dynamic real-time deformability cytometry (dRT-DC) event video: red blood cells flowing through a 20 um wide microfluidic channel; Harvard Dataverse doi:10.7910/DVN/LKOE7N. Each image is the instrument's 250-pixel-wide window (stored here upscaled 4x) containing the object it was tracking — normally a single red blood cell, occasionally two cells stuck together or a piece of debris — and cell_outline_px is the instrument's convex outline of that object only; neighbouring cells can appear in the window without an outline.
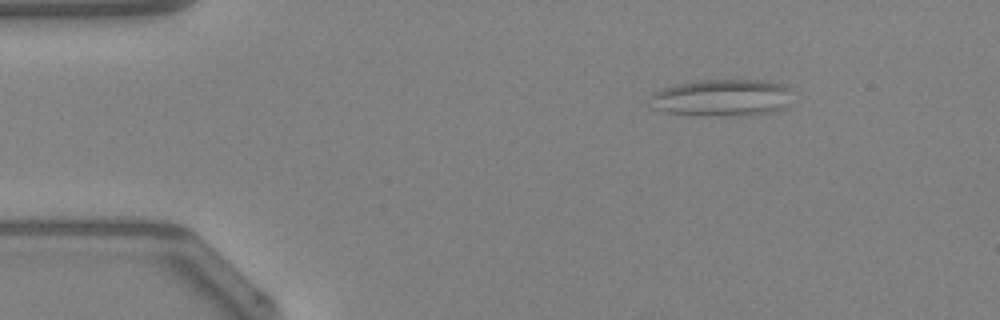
{"species": "Egyptian fruit bat (a non-hibernating species)", "species_latin": "Rousettus aegyptiacus", "temperature_condition": "warm", "stored_images_in_passage": 43, "segment_of_instrument_passage": [1, 2], "camera_frame_rate_fps": 3000, "um_per_image_px": 0.085, "animal": {"sex": "female"}, "frame": {"image": 1, "passage_image": 1, "time_ms": 0.0, "image_size_px": [1000, 320], "cell_outline_px": [[792, 88], [784, 108], [768, 112], [740, 116], [688, 116], [664, 112], [652, 108], [652, 96], [656, 92], [664, 88], [676, 84], [700, 80], [764, 80], [784, 84]], "centroid_in_image_um": [61.35, 8.32], "position_along_channel_um": 23.6, "area_um2": 30.92}}
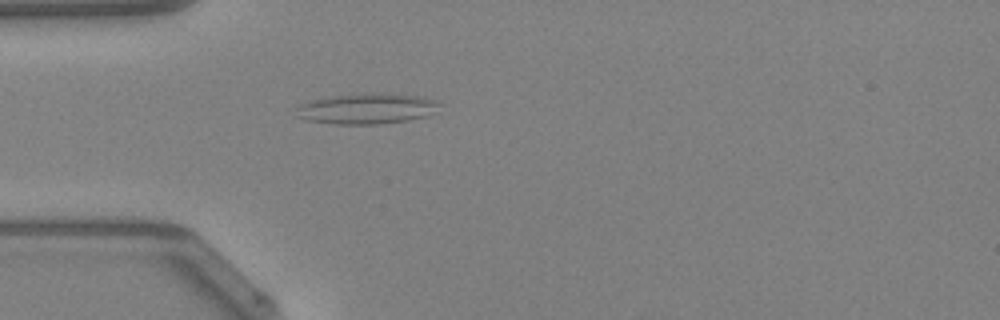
{"frame": {"image": 2, "passage_image": 8, "time_ms": 2.333, "image_size_px": [1000, 320], "cell_outline_px": [[440, 104], [424, 116], [408, 120], [376, 124], [332, 124], [308, 120], [296, 116], [296, 108], [300, 104], [312, 100], [328, 96], [372, 92], [392, 92], [424, 96], [436, 100]], "centroid_in_image_um": [31.14, 9.2], "position_along_channel_um": 53.9, "area_um2": 25.78}}